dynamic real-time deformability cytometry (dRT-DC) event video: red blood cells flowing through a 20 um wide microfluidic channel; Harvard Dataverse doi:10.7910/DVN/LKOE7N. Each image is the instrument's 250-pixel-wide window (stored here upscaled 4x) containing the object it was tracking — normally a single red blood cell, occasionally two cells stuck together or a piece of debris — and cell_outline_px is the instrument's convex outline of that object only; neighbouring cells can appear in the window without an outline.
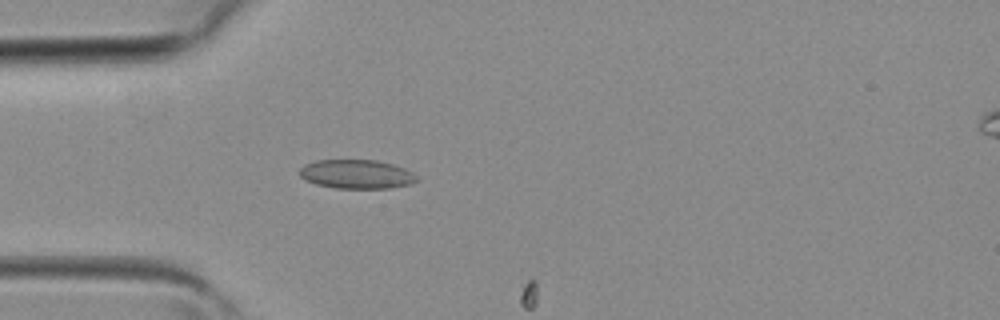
{"species": "common noctule bat (a hibernating species)", "species_latin": "Nyctalus noctula", "temperature_condition": "room temperature", "stored_images_in_passage": 3, "camera_frame_rate_fps": 3000, "um_per_image_px": 0.085, "animal": {"sex": "female", "body_mass_g": 19.3, "forearm_length_mm": 54.1}, "frame": {"image": 1, "passage_image": 2, "time_ms": 0.333, "image_size_px": [1000, 320], "cell_outline_px": [[420, 180], [408, 184], [392, 188], [336, 188], [316, 184], [300, 176], [300, 168], [304, 164], [316, 160], [376, 160], [392, 164], [404, 168], [412, 172]], "centroid_in_image_um": [30.32, 14.8], "position_along_channel_um": 54.7, "area_um2": 19.71}}